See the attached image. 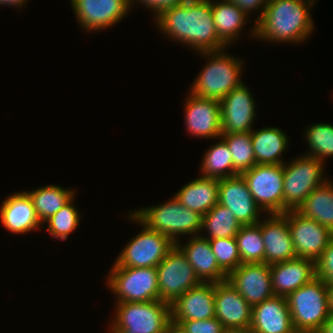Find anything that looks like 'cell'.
<instances>
[{
    "instance_id": "36",
    "label": "cell",
    "mask_w": 333,
    "mask_h": 333,
    "mask_svg": "<svg viewBox=\"0 0 333 333\" xmlns=\"http://www.w3.org/2000/svg\"><path fill=\"white\" fill-rule=\"evenodd\" d=\"M217 264L228 275L241 265L235 237L209 239Z\"/></svg>"
},
{
    "instance_id": "45",
    "label": "cell",
    "mask_w": 333,
    "mask_h": 333,
    "mask_svg": "<svg viewBox=\"0 0 333 333\" xmlns=\"http://www.w3.org/2000/svg\"><path fill=\"white\" fill-rule=\"evenodd\" d=\"M328 295V308L329 311H333V284H326Z\"/></svg>"
},
{
    "instance_id": "39",
    "label": "cell",
    "mask_w": 333,
    "mask_h": 333,
    "mask_svg": "<svg viewBox=\"0 0 333 333\" xmlns=\"http://www.w3.org/2000/svg\"><path fill=\"white\" fill-rule=\"evenodd\" d=\"M137 1L138 2L140 1L143 4V6L146 5L147 8H150L149 10L152 9V13H154V16L156 17L165 9L181 5L188 0H137ZM128 3L130 9H132V5L135 3V0H128Z\"/></svg>"
},
{
    "instance_id": "21",
    "label": "cell",
    "mask_w": 333,
    "mask_h": 333,
    "mask_svg": "<svg viewBox=\"0 0 333 333\" xmlns=\"http://www.w3.org/2000/svg\"><path fill=\"white\" fill-rule=\"evenodd\" d=\"M271 283L274 295L287 297L316 277L315 261L295 258L270 265Z\"/></svg>"
},
{
    "instance_id": "3",
    "label": "cell",
    "mask_w": 333,
    "mask_h": 333,
    "mask_svg": "<svg viewBox=\"0 0 333 333\" xmlns=\"http://www.w3.org/2000/svg\"><path fill=\"white\" fill-rule=\"evenodd\" d=\"M219 51L201 52L210 57L199 75L193 81L190 93L200 98L222 100L234 88L242 84L243 61Z\"/></svg>"
},
{
    "instance_id": "32",
    "label": "cell",
    "mask_w": 333,
    "mask_h": 333,
    "mask_svg": "<svg viewBox=\"0 0 333 333\" xmlns=\"http://www.w3.org/2000/svg\"><path fill=\"white\" fill-rule=\"evenodd\" d=\"M235 239L241 264L265 263V246L261 235V220L254 225H242Z\"/></svg>"
},
{
    "instance_id": "6",
    "label": "cell",
    "mask_w": 333,
    "mask_h": 333,
    "mask_svg": "<svg viewBox=\"0 0 333 333\" xmlns=\"http://www.w3.org/2000/svg\"><path fill=\"white\" fill-rule=\"evenodd\" d=\"M296 332H317L329 315L326 283L315 277L287 297Z\"/></svg>"
},
{
    "instance_id": "11",
    "label": "cell",
    "mask_w": 333,
    "mask_h": 333,
    "mask_svg": "<svg viewBox=\"0 0 333 333\" xmlns=\"http://www.w3.org/2000/svg\"><path fill=\"white\" fill-rule=\"evenodd\" d=\"M159 300L173 303L187 290L202 283L181 249L175 245L156 267Z\"/></svg>"
},
{
    "instance_id": "28",
    "label": "cell",
    "mask_w": 333,
    "mask_h": 333,
    "mask_svg": "<svg viewBox=\"0 0 333 333\" xmlns=\"http://www.w3.org/2000/svg\"><path fill=\"white\" fill-rule=\"evenodd\" d=\"M297 211L306 218L317 221L333 232V183L327 180L314 189L298 207Z\"/></svg>"
},
{
    "instance_id": "38",
    "label": "cell",
    "mask_w": 333,
    "mask_h": 333,
    "mask_svg": "<svg viewBox=\"0 0 333 333\" xmlns=\"http://www.w3.org/2000/svg\"><path fill=\"white\" fill-rule=\"evenodd\" d=\"M316 277L333 284V239L315 262Z\"/></svg>"
},
{
    "instance_id": "7",
    "label": "cell",
    "mask_w": 333,
    "mask_h": 333,
    "mask_svg": "<svg viewBox=\"0 0 333 333\" xmlns=\"http://www.w3.org/2000/svg\"><path fill=\"white\" fill-rule=\"evenodd\" d=\"M283 164V214L297 210L307 196L328 179L323 177L324 163L303 154Z\"/></svg>"
},
{
    "instance_id": "43",
    "label": "cell",
    "mask_w": 333,
    "mask_h": 333,
    "mask_svg": "<svg viewBox=\"0 0 333 333\" xmlns=\"http://www.w3.org/2000/svg\"><path fill=\"white\" fill-rule=\"evenodd\" d=\"M28 0H0V5L4 6V5H8V6H13V7H23V5L25 6V3Z\"/></svg>"
},
{
    "instance_id": "18",
    "label": "cell",
    "mask_w": 333,
    "mask_h": 333,
    "mask_svg": "<svg viewBox=\"0 0 333 333\" xmlns=\"http://www.w3.org/2000/svg\"><path fill=\"white\" fill-rule=\"evenodd\" d=\"M261 235L266 264L272 265L297 258L288 227V211L284 214H268L267 219H262Z\"/></svg>"
},
{
    "instance_id": "16",
    "label": "cell",
    "mask_w": 333,
    "mask_h": 333,
    "mask_svg": "<svg viewBox=\"0 0 333 333\" xmlns=\"http://www.w3.org/2000/svg\"><path fill=\"white\" fill-rule=\"evenodd\" d=\"M227 281L253 307L274 296L270 265L241 264L227 275Z\"/></svg>"
},
{
    "instance_id": "27",
    "label": "cell",
    "mask_w": 333,
    "mask_h": 333,
    "mask_svg": "<svg viewBox=\"0 0 333 333\" xmlns=\"http://www.w3.org/2000/svg\"><path fill=\"white\" fill-rule=\"evenodd\" d=\"M211 0V10L215 28L219 39L228 47L242 31L248 22L247 15L234 3L228 0ZM218 2V3H217Z\"/></svg>"
},
{
    "instance_id": "35",
    "label": "cell",
    "mask_w": 333,
    "mask_h": 333,
    "mask_svg": "<svg viewBox=\"0 0 333 333\" xmlns=\"http://www.w3.org/2000/svg\"><path fill=\"white\" fill-rule=\"evenodd\" d=\"M305 131V138L310 150L309 154L307 152L305 155L315 157L325 163V158L333 156V125L317 123Z\"/></svg>"
},
{
    "instance_id": "2",
    "label": "cell",
    "mask_w": 333,
    "mask_h": 333,
    "mask_svg": "<svg viewBox=\"0 0 333 333\" xmlns=\"http://www.w3.org/2000/svg\"><path fill=\"white\" fill-rule=\"evenodd\" d=\"M316 0H268L262 17L255 23L259 40L299 43L314 31L311 13Z\"/></svg>"
},
{
    "instance_id": "40",
    "label": "cell",
    "mask_w": 333,
    "mask_h": 333,
    "mask_svg": "<svg viewBox=\"0 0 333 333\" xmlns=\"http://www.w3.org/2000/svg\"><path fill=\"white\" fill-rule=\"evenodd\" d=\"M237 5L247 16L248 13L251 11L253 12L254 10L256 11L259 9L261 11V14L256 18L254 22V26L252 27V35L255 36V23L262 17L264 9L268 3V0H228ZM262 8V9H261Z\"/></svg>"
},
{
    "instance_id": "17",
    "label": "cell",
    "mask_w": 333,
    "mask_h": 333,
    "mask_svg": "<svg viewBox=\"0 0 333 333\" xmlns=\"http://www.w3.org/2000/svg\"><path fill=\"white\" fill-rule=\"evenodd\" d=\"M185 102V127L194 137L220 139V102L215 99L200 98L189 93Z\"/></svg>"
},
{
    "instance_id": "9",
    "label": "cell",
    "mask_w": 333,
    "mask_h": 333,
    "mask_svg": "<svg viewBox=\"0 0 333 333\" xmlns=\"http://www.w3.org/2000/svg\"><path fill=\"white\" fill-rule=\"evenodd\" d=\"M131 221L141 224L142 231L126 244L113 266L132 268L157 267L175 244L165 235L149 229L133 213H129Z\"/></svg>"
},
{
    "instance_id": "20",
    "label": "cell",
    "mask_w": 333,
    "mask_h": 333,
    "mask_svg": "<svg viewBox=\"0 0 333 333\" xmlns=\"http://www.w3.org/2000/svg\"><path fill=\"white\" fill-rule=\"evenodd\" d=\"M214 317V283H200L171 303V320H204Z\"/></svg>"
},
{
    "instance_id": "15",
    "label": "cell",
    "mask_w": 333,
    "mask_h": 333,
    "mask_svg": "<svg viewBox=\"0 0 333 333\" xmlns=\"http://www.w3.org/2000/svg\"><path fill=\"white\" fill-rule=\"evenodd\" d=\"M218 203L228 208L241 225H254L262 209L256 204L241 174L219 179Z\"/></svg>"
},
{
    "instance_id": "5",
    "label": "cell",
    "mask_w": 333,
    "mask_h": 333,
    "mask_svg": "<svg viewBox=\"0 0 333 333\" xmlns=\"http://www.w3.org/2000/svg\"><path fill=\"white\" fill-rule=\"evenodd\" d=\"M111 333H164L171 321V304L150 302H116Z\"/></svg>"
},
{
    "instance_id": "22",
    "label": "cell",
    "mask_w": 333,
    "mask_h": 333,
    "mask_svg": "<svg viewBox=\"0 0 333 333\" xmlns=\"http://www.w3.org/2000/svg\"><path fill=\"white\" fill-rule=\"evenodd\" d=\"M255 333H295L286 297L272 296L252 307Z\"/></svg>"
},
{
    "instance_id": "34",
    "label": "cell",
    "mask_w": 333,
    "mask_h": 333,
    "mask_svg": "<svg viewBox=\"0 0 333 333\" xmlns=\"http://www.w3.org/2000/svg\"><path fill=\"white\" fill-rule=\"evenodd\" d=\"M75 197L66 203L57 213L50 216L43 222L48 225L46 231L51 234L53 238L66 240L69 235L76 230L80 222V214L76 205L73 204Z\"/></svg>"
},
{
    "instance_id": "25",
    "label": "cell",
    "mask_w": 333,
    "mask_h": 333,
    "mask_svg": "<svg viewBox=\"0 0 333 333\" xmlns=\"http://www.w3.org/2000/svg\"><path fill=\"white\" fill-rule=\"evenodd\" d=\"M219 179L200 176L185 184L175 197L186 208L204 216L218 203Z\"/></svg>"
},
{
    "instance_id": "8",
    "label": "cell",
    "mask_w": 333,
    "mask_h": 333,
    "mask_svg": "<svg viewBox=\"0 0 333 333\" xmlns=\"http://www.w3.org/2000/svg\"><path fill=\"white\" fill-rule=\"evenodd\" d=\"M107 287L115 293L116 302L159 300L156 267L112 266L107 278Z\"/></svg>"
},
{
    "instance_id": "23",
    "label": "cell",
    "mask_w": 333,
    "mask_h": 333,
    "mask_svg": "<svg viewBox=\"0 0 333 333\" xmlns=\"http://www.w3.org/2000/svg\"><path fill=\"white\" fill-rule=\"evenodd\" d=\"M0 207L1 223L12 234H25L43 227L26 191L8 196Z\"/></svg>"
},
{
    "instance_id": "1",
    "label": "cell",
    "mask_w": 333,
    "mask_h": 333,
    "mask_svg": "<svg viewBox=\"0 0 333 333\" xmlns=\"http://www.w3.org/2000/svg\"><path fill=\"white\" fill-rule=\"evenodd\" d=\"M155 19L161 33L199 53L219 51L227 47L217 35L211 0H188L165 9Z\"/></svg>"
},
{
    "instance_id": "24",
    "label": "cell",
    "mask_w": 333,
    "mask_h": 333,
    "mask_svg": "<svg viewBox=\"0 0 333 333\" xmlns=\"http://www.w3.org/2000/svg\"><path fill=\"white\" fill-rule=\"evenodd\" d=\"M185 254L202 283H218L227 280V274L217 264L209 239L191 236L187 243L176 244Z\"/></svg>"
},
{
    "instance_id": "4",
    "label": "cell",
    "mask_w": 333,
    "mask_h": 333,
    "mask_svg": "<svg viewBox=\"0 0 333 333\" xmlns=\"http://www.w3.org/2000/svg\"><path fill=\"white\" fill-rule=\"evenodd\" d=\"M133 214L149 229L167 236L175 245L180 242L178 238L181 235L201 234L202 215L186 208L175 195L165 204L135 209Z\"/></svg>"
},
{
    "instance_id": "26",
    "label": "cell",
    "mask_w": 333,
    "mask_h": 333,
    "mask_svg": "<svg viewBox=\"0 0 333 333\" xmlns=\"http://www.w3.org/2000/svg\"><path fill=\"white\" fill-rule=\"evenodd\" d=\"M288 136L278 127H264L251 131L256 164H284L281 154L288 147Z\"/></svg>"
},
{
    "instance_id": "46",
    "label": "cell",
    "mask_w": 333,
    "mask_h": 333,
    "mask_svg": "<svg viewBox=\"0 0 333 333\" xmlns=\"http://www.w3.org/2000/svg\"><path fill=\"white\" fill-rule=\"evenodd\" d=\"M295 333H315V332H295Z\"/></svg>"
},
{
    "instance_id": "31",
    "label": "cell",
    "mask_w": 333,
    "mask_h": 333,
    "mask_svg": "<svg viewBox=\"0 0 333 333\" xmlns=\"http://www.w3.org/2000/svg\"><path fill=\"white\" fill-rule=\"evenodd\" d=\"M241 224L234 214L226 207L217 203L210 211L202 216V230L208 231L206 239L235 237Z\"/></svg>"
},
{
    "instance_id": "14",
    "label": "cell",
    "mask_w": 333,
    "mask_h": 333,
    "mask_svg": "<svg viewBox=\"0 0 333 333\" xmlns=\"http://www.w3.org/2000/svg\"><path fill=\"white\" fill-rule=\"evenodd\" d=\"M220 102L221 134L251 132L256 105L248 87L242 83Z\"/></svg>"
},
{
    "instance_id": "29",
    "label": "cell",
    "mask_w": 333,
    "mask_h": 333,
    "mask_svg": "<svg viewBox=\"0 0 333 333\" xmlns=\"http://www.w3.org/2000/svg\"><path fill=\"white\" fill-rule=\"evenodd\" d=\"M32 199L37 217L43 224L50 216L57 213L74 197V189L58 185H47L32 191H26Z\"/></svg>"
},
{
    "instance_id": "30",
    "label": "cell",
    "mask_w": 333,
    "mask_h": 333,
    "mask_svg": "<svg viewBox=\"0 0 333 333\" xmlns=\"http://www.w3.org/2000/svg\"><path fill=\"white\" fill-rule=\"evenodd\" d=\"M220 139L204 153L200 166L203 177L222 179L238 175L233 168L232 153L226 142Z\"/></svg>"
},
{
    "instance_id": "37",
    "label": "cell",
    "mask_w": 333,
    "mask_h": 333,
    "mask_svg": "<svg viewBox=\"0 0 333 333\" xmlns=\"http://www.w3.org/2000/svg\"><path fill=\"white\" fill-rule=\"evenodd\" d=\"M180 324L186 333H225V327L216 318L204 320H172Z\"/></svg>"
},
{
    "instance_id": "41",
    "label": "cell",
    "mask_w": 333,
    "mask_h": 333,
    "mask_svg": "<svg viewBox=\"0 0 333 333\" xmlns=\"http://www.w3.org/2000/svg\"><path fill=\"white\" fill-rule=\"evenodd\" d=\"M316 333H333V311L329 312L328 318Z\"/></svg>"
},
{
    "instance_id": "44",
    "label": "cell",
    "mask_w": 333,
    "mask_h": 333,
    "mask_svg": "<svg viewBox=\"0 0 333 333\" xmlns=\"http://www.w3.org/2000/svg\"><path fill=\"white\" fill-rule=\"evenodd\" d=\"M225 333H255V331L251 328V326H248L242 328L225 329Z\"/></svg>"
},
{
    "instance_id": "19",
    "label": "cell",
    "mask_w": 333,
    "mask_h": 333,
    "mask_svg": "<svg viewBox=\"0 0 333 333\" xmlns=\"http://www.w3.org/2000/svg\"><path fill=\"white\" fill-rule=\"evenodd\" d=\"M215 317L226 329L251 326L252 306L227 280L214 283Z\"/></svg>"
},
{
    "instance_id": "33",
    "label": "cell",
    "mask_w": 333,
    "mask_h": 333,
    "mask_svg": "<svg viewBox=\"0 0 333 333\" xmlns=\"http://www.w3.org/2000/svg\"><path fill=\"white\" fill-rule=\"evenodd\" d=\"M232 153L233 168L241 174L256 165L251 132L224 134L221 137Z\"/></svg>"
},
{
    "instance_id": "13",
    "label": "cell",
    "mask_w": 333,
    "mask_h": 333,
    "mask_svg": "<svg viewBox=\"0 0 333 333\" xmlns=\"http://www.w3.org/2000/svg\"><path fill=\"white\" fill-rule=\"evenodd\" d=\"M83 30L98 31L119 23L130 11L128 0H70ZM119 21V22H118Z\"/></svg>"
},
{
    "instance_id": "42",
    "label": "cell",
    "mask_w": 333,
    "mask_h": 333,
    "mask_svg": "<svg viewBox=\"0 0 333 333\" xmlns=\"http://www.w3.org/2000/svg\"><path fill=\"white\" fill-rule=\"evenodd\" d=\"M164 333H186V331L180 324L175 323L174 321L171 320L167 324Z\"/></svg>"
},
{
    "instance_id": "12",
    "label": "cell",
    "mask_w": 333,
    "mask_h": 333,
    "mask_svg": "<svg viewBox=\"0 0 333 333\" xmlns=\"http://www.w3.org/2000/svg\"><path fill=\"white\" fill-rule=\"evenodd\" d=\"M288 227L294 251L299 258L316 262L333 239V232L329 228L304 217L297 210L288 211Z\"/></svg>"
},
{
    "instance_id": "10",
    "label": "cell",
    "mask_w": 333,
    "mask_h": 333,
    "mask_svg": "<svg viewBox=\"0 0 333 333\" xmlns=\"http://www.w3.org/2000/svg\"><path fill=\"white\" fill-rule=\"evenodd\" d=\"M241 175L263 213L283 214V164H256Z\"/></svg>"
}]
</instances>
